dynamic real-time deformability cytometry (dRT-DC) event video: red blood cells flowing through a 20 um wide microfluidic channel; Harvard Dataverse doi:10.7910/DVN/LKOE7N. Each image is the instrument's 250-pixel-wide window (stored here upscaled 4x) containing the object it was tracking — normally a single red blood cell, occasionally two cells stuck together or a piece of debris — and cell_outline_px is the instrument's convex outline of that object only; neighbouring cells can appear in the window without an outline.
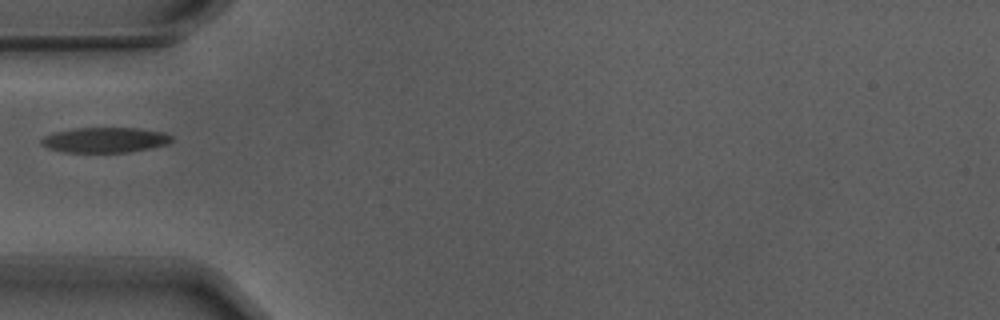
{"species": "Egyptian fruit bat (a non-hibernating species)", "species_latin": "Rousettus aegyptiacus", "temperature_condition": "warm", "stored_images_in_passage": 15, "camera_frame_rate_fps": 3000, "um_per_image_px": 0.085, "animal": {"sex": "male"}, "frame": {"image": 1, "passage_image": 1, "time_ms": 0.0, "image_size_px": [1000, 320], "cell_outline_px": [[172, 140], [168, 144], [128, 152], [64, 152], [48, 148], [40, 144], [40, 140], [44, 136], [56, 132], [76, 128], [136, 128], [164, 132], [172, 136]], "centroid_in_image_um": [8.91, 11.89], "position_along_channel_um": 76.1, "area_um2": 19.02}}
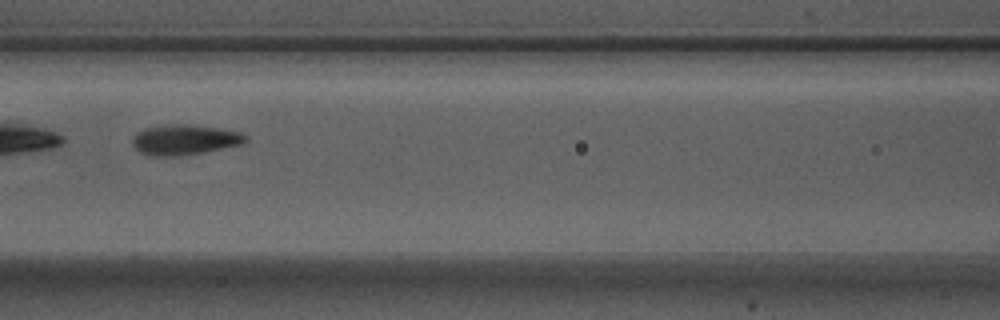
{"frame": {"image": 2, "passage_image": 7, "time_ms": 2.0, "image_size_px": [1000, 320], "cell_outline_px": [[248, 140], [240, 144], [200, 152], [176, 156], [148, 156], [140, 152], [132, 144], [132, 136], [136, 132], [144, 128], [168, 124], [188, 124], [216, 128], [240, 132], [248, 136]], "centroid_in_image_um": [15.62, 11.87], "position_along_channel_um": 151.0, "area_um2": 19.77}}